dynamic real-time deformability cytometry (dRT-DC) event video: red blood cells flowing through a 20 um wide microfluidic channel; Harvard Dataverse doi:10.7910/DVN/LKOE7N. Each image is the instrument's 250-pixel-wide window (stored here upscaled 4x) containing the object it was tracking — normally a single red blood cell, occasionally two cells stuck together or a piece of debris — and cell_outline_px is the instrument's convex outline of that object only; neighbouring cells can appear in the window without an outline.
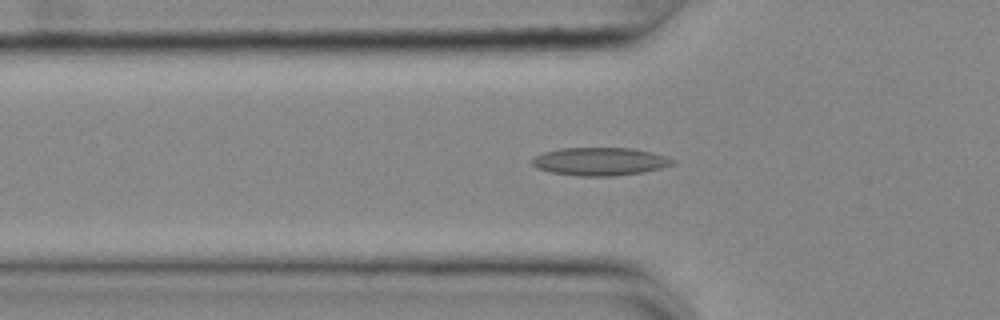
{"species": "common noctule bat (a hibernating species)", "species_latin": "Nyctalus noctula", "temperature_condition": "cold", "stored_images_in_passage": 50, "camera_frame_rate_fps": 3000, "um_per_image_px": 0.085, "animal": {"sex": "female", "body_mass_g": 25.1}, "frame": {"image": 1, "passage_image": 12, "time_ms": 3.667, "image_size_px": [1000, 320], "cell_outline_px": [[676, 160], [672, 164], [660, 168], [640, 172], [612, 176], [580, 176], [552, 172], [536, 168], [532, 164], [532, 160], [536, 156], [544, 152], [560, 148], [632, 148], [652, 152]], "centroid_in_image_um": [50.98, 13.72], "position_along_channel_um": 74.8, "area_um2": 22.66}}
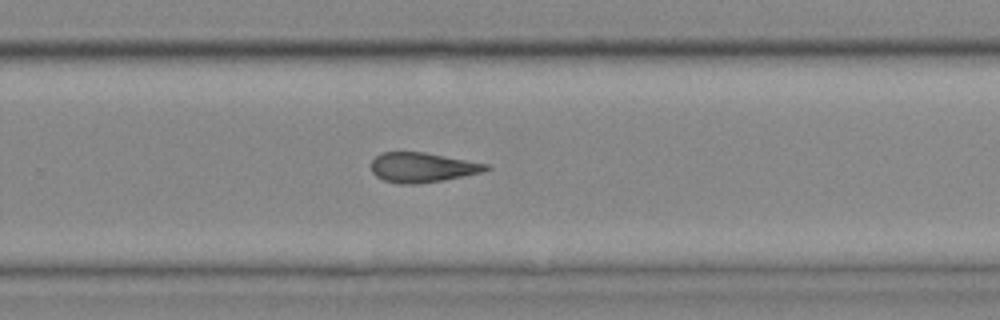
{"frame": {"image": 2, "passage_image": 30, "time_ms": 9.667, "image_size_px": [1000, 320], "cell_outline_px": [[492, 168], [484, 172], [444, 180], [416, 184], [400, 184], [384, 180], [376, 176], [372, 172], [372, 160], [380, 152], [424, 152], [492, 164]], "centroid_in_image_um": [35.96, 14.23], "position_along_channel_um": 293.8, "area_um2": 20.17}}
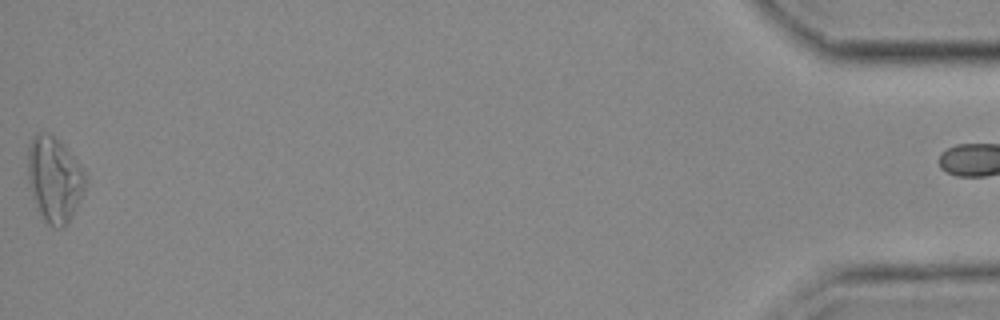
{"frame": {"image": 3, "passage_image": 49, "time_ms": 16.0, "image_size_px": [1000, 320], "cell_outline_px": [[88, 180], [84, 192], [72, 216], [60, 228], [52, 228], [44, 220], [36, 208], [28, 188], [28, 144], [32, 136], [36, 132], [48, 132], [60, 140], [64, 144], [84, 168], [88, 176]], "centroid_in_image_um": [4.63, 15.2], "position_along_channel_um": 430.6, "area_um2": 29.48}}